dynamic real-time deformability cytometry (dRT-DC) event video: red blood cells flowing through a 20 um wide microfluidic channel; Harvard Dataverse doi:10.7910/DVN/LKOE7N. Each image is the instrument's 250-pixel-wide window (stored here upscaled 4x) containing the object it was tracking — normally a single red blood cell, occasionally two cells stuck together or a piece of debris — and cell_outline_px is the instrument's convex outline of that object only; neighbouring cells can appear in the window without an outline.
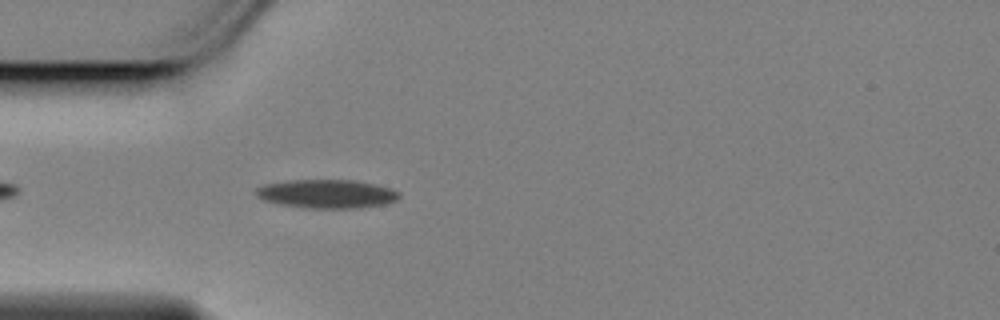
{"species": "Egyptian fruit bat (a non-hibernating species)", "species_latin": "Rousettus aegyptiacus", "temperature_condition": "cold", "stored_images_in_passage": 45, "camera_frame_rate_fps": 3000, "um_per_image_px": 0.085, "animal": {"sex": "female"}, "frame": {"image": 1, "passage_image": 4, "time_ms": 1.0, "image_size_px": [1000, 320], "cell_outline_px": [[400, 196], [396, 200], [384, 204], [352, 208], [308, 208], [280, 204], [264, 200], [256, 196], [256, 188], [264, 184], [288, 180], [352, 180], [372, 184], [388, 188], [400, 192]], "centroid_in_image_um": [27.73, 16.47], "position_along_channel_um": 57.3, "area_um2": 23.64}}
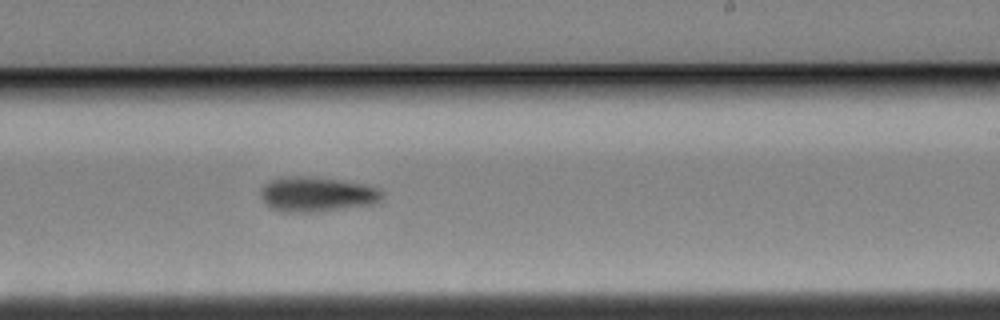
{"frame": {"image": 2, "passage_image": 22, "time_ms": 7.0, "image_size_px": [1000, 320], "cell_outline_px": [[380, 200], [372, 204], [316, 212], [280, 212], [272, 208], [260, 196], [260, 188], [268, 180], [280, 176], [304, 176], [336, 180], [360, 184], [376, 188], [380, 192]], "centroid_in_image_um": [26.81, 16.51], "position_along_channel_um": 262.2, "area_um2": 24.33}}
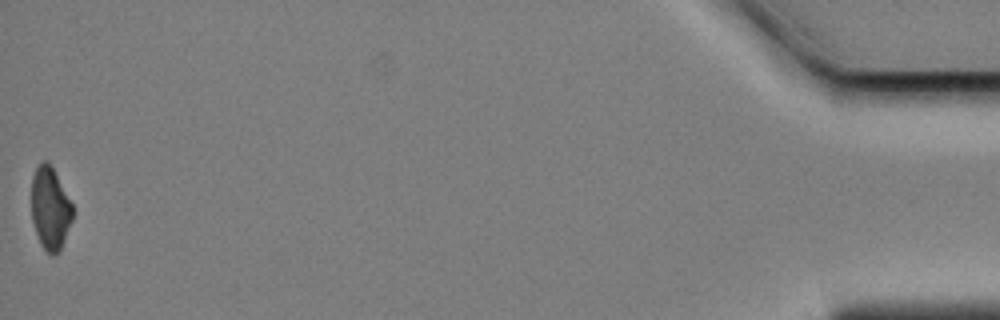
{"frame": {"image": 3, "passage_image": 45, "time_ms": 14.667, "image_size_px": [1000, 320], "cell_outline_px": [[76, 212], [60, 248], [52, 256], [40, 244], [32, 220], [32, 176], [36, 168], [44, 160], [52, 168], [72, 204]], "centroid_in_image_um": [4.27, 17.73], "position_along_channel_um": 430.9, "area_um2": 19.42}, "authors_computed_cell_mechanics": {"area_um2": 22.542, "velocity_mm_per_s": 3.4726, "shape_relaxation_time_tau1_ms": 5.7635, "shape_relaxation_time_tau2_ms": null, "deformation_change_tau1": 0.1355, "deformation_change_tau2": null}}